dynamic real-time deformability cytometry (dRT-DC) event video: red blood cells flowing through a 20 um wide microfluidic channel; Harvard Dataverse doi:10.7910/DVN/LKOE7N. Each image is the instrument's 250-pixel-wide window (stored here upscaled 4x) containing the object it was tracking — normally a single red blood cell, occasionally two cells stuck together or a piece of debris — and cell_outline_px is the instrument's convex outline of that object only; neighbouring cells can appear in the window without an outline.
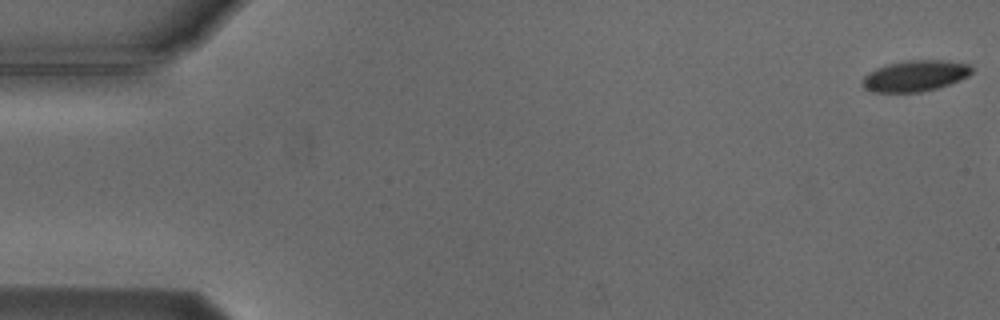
{"species": "Egyptian fruit bat (a non-hibernating species)", "species_latin": "Rousettus aegyptiacus", "temperature_condition": "cold", "stored_images_in_passage": 3, "camera_frame_rate_fps": 3000, "um_per_image_px": 0.085, "animal": {"sex": "male"}, "frame": {"image": 1, "passage_image": 1, "time_ms": 0.0, "image_size_px": [1000, 320], "cell_outline_px": [[972, 72], [968, 76], [960, 80], [936, 88], [920, 92], [872, 92], [864, 88], [864, 76], [868, 72], [876, 68], [888, 64], [904, 60], [948, 60], [972, 64]], "centroid_in_image_um": [77.82, 6.43], "position_along_channel_um": 7.2, "area_um2": 19.83}}